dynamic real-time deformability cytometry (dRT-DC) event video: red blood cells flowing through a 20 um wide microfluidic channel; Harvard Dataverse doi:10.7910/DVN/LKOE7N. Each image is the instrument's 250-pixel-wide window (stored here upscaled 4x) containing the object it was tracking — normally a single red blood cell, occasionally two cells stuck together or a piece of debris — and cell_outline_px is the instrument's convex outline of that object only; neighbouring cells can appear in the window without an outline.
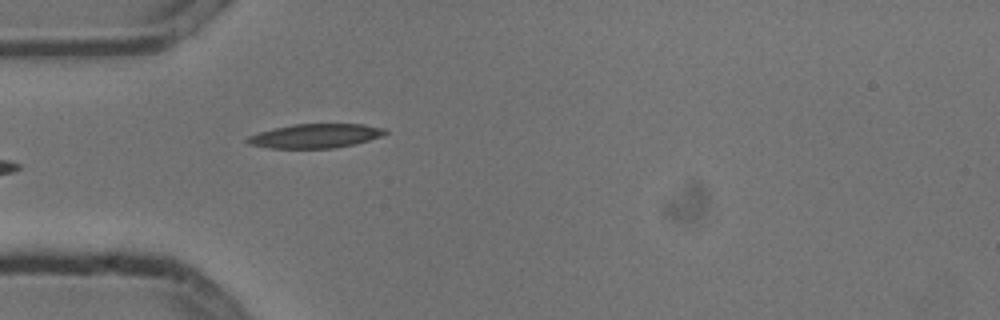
{"species": "common noctule bat (a hibernating species)", "species_latin": "Nyctalus noctula", "temperature_condition": "cold", "stored_images_in_passage": 5, "camera_frame_rate_fps": 3000, "um_per_image_px": 0.085, "animal": {"sex": "male", "body_mass_g": 13.3}, "frame": {"image": 1, "passage_image": 5, "time_ms": 1.333, "image_size_px": [1000, 320], "cell_outline_px": [[388, 132], [380, 136], [368, 140], [352, 144], [332, 148], [268, 148], [248, 144], [244, 140], [248, 136], [272, 128], [292, 124], [364, 124], [384, 128]], "centroid_in_image_um": [26.75, 11.54], "position_along_channel_um": 58.3, "area_um2": 19.31}}